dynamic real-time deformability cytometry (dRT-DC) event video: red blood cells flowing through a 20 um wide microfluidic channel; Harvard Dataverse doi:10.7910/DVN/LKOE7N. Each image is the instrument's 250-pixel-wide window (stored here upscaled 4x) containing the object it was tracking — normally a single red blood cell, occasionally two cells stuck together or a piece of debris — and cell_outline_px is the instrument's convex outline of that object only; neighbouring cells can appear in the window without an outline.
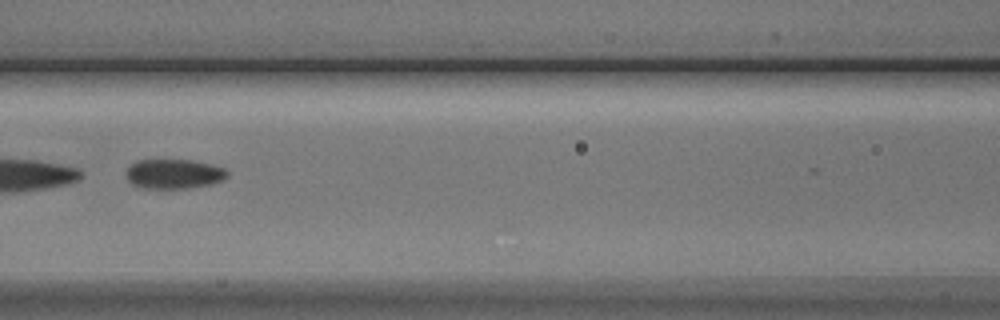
{"species": "Egyptian fruit bat (a non-hibernating species)", "species_latin": "Rousettus aegyptiacus", "temperature_condition": "cold", "stored_images_in_passage": 10, "camera_frame_rate_fps": 3000, "um_per_image_px": 0.085, "animal": {"sex": "male"}, "frame": {"image": 1, "passage_image": 7, "time_ms": 8.0, "image_size_px": [1000, 320], "cell_outline_px": [[228, 176], [224, 180], [212, 184], [188, 188], [140, 188], [132, 184], [128, 180], [124, 172], [128, 164], [136, 160], [192, 160], [212, 164], [224, 168], [228, 172]], "centroid_in_image_um": [14.75, 14.78], "position_along_channel_um": 151.9, "area_um2": 17.8}}
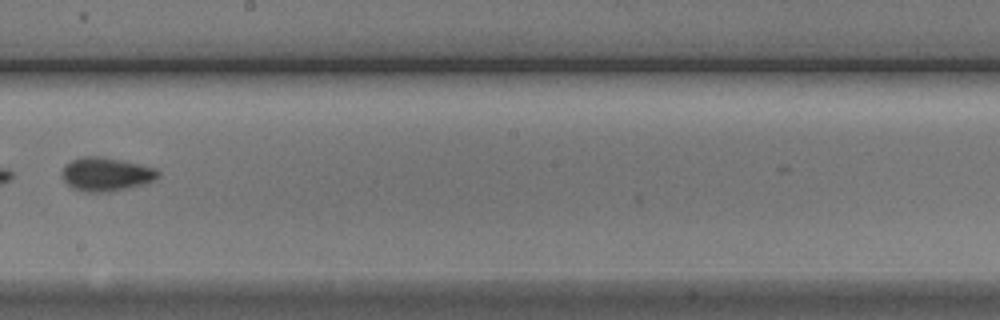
{"frame": {"image": 2, "passage_image": 9, "time_ms": 10.333, "image_size_px": [1000, 320], "cell_outline_px": [[160, 176], [156, 180], [144, 184], [128, 188], [108, 192], [84, 192], [72, 188], [60, 176], [60, 172], [64, 164], [72, 160], [84, 156], [100, 156], [120, 160], [156, 168], [160, 172]], "centroid_in_image_um": [9.0, 14.81], "position_along_channel_um": 239.2, "area_um2": 19.07}}
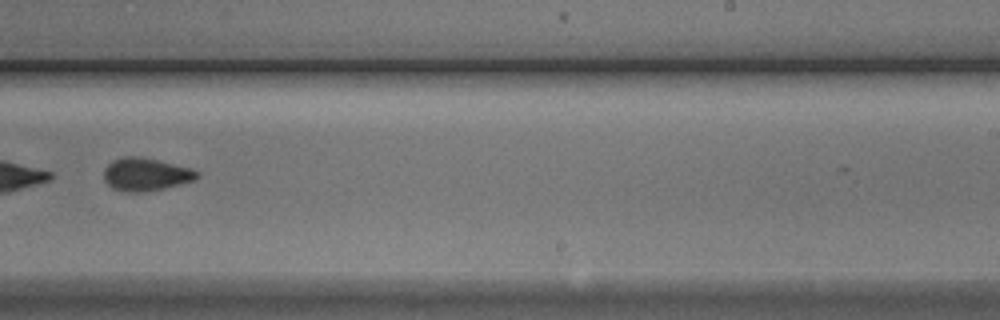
{"frame": {"image": 3, "passage_image": 10, "time_ms": 11.333, "image_size_px": [1000, 320], "cell_outline_px": [[200, 176], [196, 180], [164, 188], [144, 192], [124, 192], [112, 188], [104, 180], [104, 168], [112, 160], [124, 156], [136, 156], [156, 160], [192, 168], [200, 172]], "centroid_in_image_um": [12.4, 14.83], "position_along_channel_um": 276.6, "area_um2": 17.98}}